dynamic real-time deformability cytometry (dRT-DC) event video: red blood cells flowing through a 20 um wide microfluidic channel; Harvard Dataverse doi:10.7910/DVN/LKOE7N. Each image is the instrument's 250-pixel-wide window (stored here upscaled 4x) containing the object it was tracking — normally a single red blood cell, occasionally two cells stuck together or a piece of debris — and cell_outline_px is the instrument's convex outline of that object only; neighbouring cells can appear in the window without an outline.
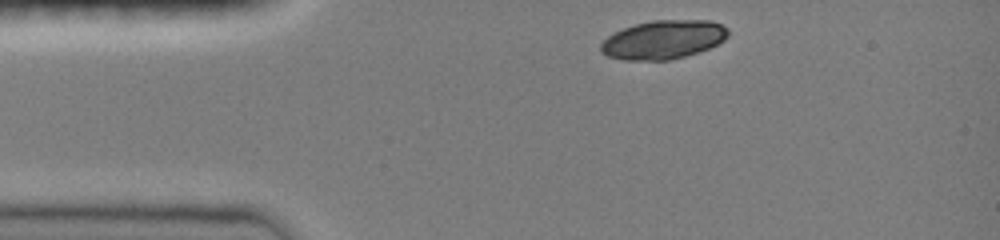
{"species": "common noctule bat (a hibernating species)", "species_latin": "Nyctalus noctula", "temperature_condition": "room temperature", "stored_images_in_passage": 3, "camera_frame_rate_fps": 3000, "um_per_image_px": 0.085, "animal": {"sex": "female", "body_mass_g": 19.0, "forearm_length_mm": 51.5}, "frame": {"image": 1, "passage_image": 1, "time_ms": 0.0, "image_size_px": [1000, 240], "cell_outline_px": [[728, 36], [724, 40], [708, 48], [672, 60], [624, 60], [608, 56], [600, 52], [600, 44], [608, 36], [624, 28], [636, 24], [652, 20], [712, 20], [728, 28]], "centroid_in_image_um": [56.38, 3.37], "position_along_channel_um": 28.6, "area_um2": 28.61}}